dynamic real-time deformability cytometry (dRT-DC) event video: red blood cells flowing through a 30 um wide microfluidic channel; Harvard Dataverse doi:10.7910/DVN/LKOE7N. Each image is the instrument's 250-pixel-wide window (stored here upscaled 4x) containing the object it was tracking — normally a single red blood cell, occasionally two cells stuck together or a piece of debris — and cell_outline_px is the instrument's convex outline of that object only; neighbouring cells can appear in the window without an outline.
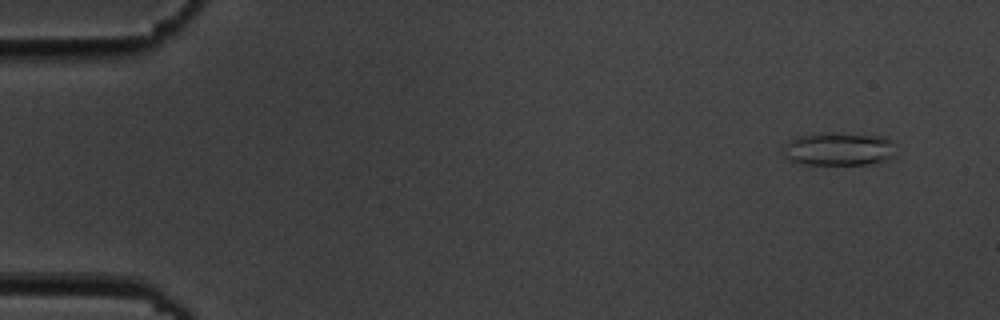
{"species": "common noctule bat (a hibernating species)", "species_latin": "Nyctalus noctula", "temperature_condition": "cold", "stored_images_in_passage": 6, "camera_frame_rate_fps": 3000, "um_per_image_px": 0.085, "animal": {"sex": "male", "body_mass_g": 19.5, "forearm_length_mm": 54.6}, "frame": {"image": 1, "passage_image": 1, "time_ms": 0.0, "image_size_px": [1000, 320], "cell_outline_px": [[892, 156], [888, 160], [868, 164], [800, 164], [784, 156], [784, 148], [788, 140], [796, 136], [824, 132], [836, 132], [888, 136], [892, 140]], "centroid_in_image_um": [71.29, 12.64], "position_along_channel_um": 13.7, "area_um2": 22.02}}
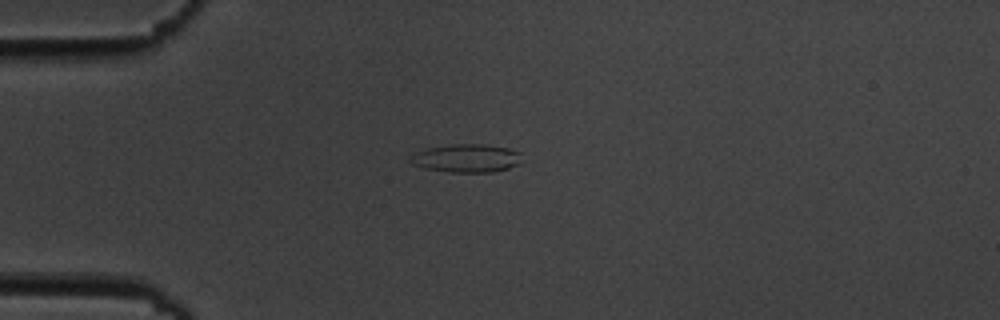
{"frame": {"image": 2, "passage_image": 4, "time_ms": 3.667, "image_size_px": [1000, 320], "cell_outline_px": [[520, 164], [508, 168], [492, 172], [448, 172], [424, 168], [412, 164], [408, 160], [416, 152], [428, 148], [452, 144], [484, 144], [508, 148], [520, 152]], "centroid_in_image_um": [39.65, 13.45], "position_along_channel_um": 45.4, "area_um2": 18.32}}